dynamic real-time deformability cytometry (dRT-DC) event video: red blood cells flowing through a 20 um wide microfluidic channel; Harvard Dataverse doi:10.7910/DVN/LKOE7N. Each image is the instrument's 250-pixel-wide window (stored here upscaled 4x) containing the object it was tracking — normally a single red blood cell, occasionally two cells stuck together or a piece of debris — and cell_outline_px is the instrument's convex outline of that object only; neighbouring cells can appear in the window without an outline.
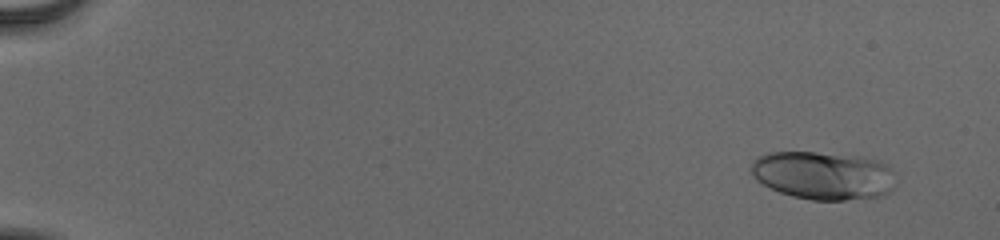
{"species": "human", "species_latin": "Homo sapiens", "temperature_condition": "cold", "stored_images_in_passage": 54, "camera_frame_rate_fps": 3000, "um_per_image_px": 0.085, "donor": {"sex": "male"}, "frame": {"image": 1, "passage_image": 4, "time_ms": 1.0, "image_size_px": [1000, 240], "cell_outline_px": [[896, 172], [892, 188], [888, 192], [880, 196], [844, 200], [812, 200], [792, 196], [780, 192], [756, 180], [752, 176], [752, 160], [756, 156], [768, 152], [816, 152], [864, 156], [888, 164]], "centroid_in_image_um": [69.99, 14.89], "position_along_channel_um": 15.0, "area_um2": 40.98}}
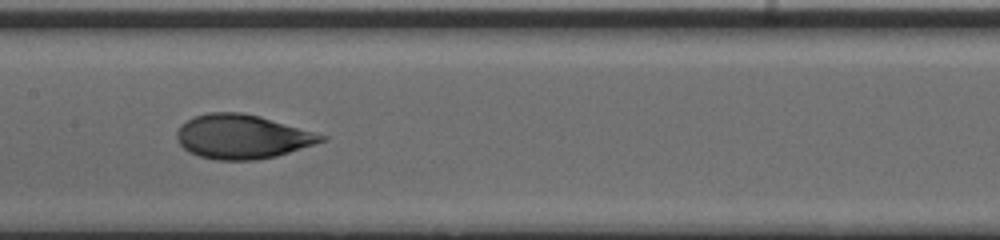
{"frame": {"image": 2, "passage_image": 30, "time_ms": 9.667, "image_size_px": [1000, 240], "cell_outline_px": [[328, 140], [276, 156], [256, 160], [216, 160], [200, 156], [188, 152], [176, 140], [176, 132], [180, 124], [196, 116], [208, 112], [240, 112], [260, 116], [328, 136]], "centroid_in_image_um": [20.57, 11.62], "position_along_channel_um": 186.8, "area_um2": 37.22}}
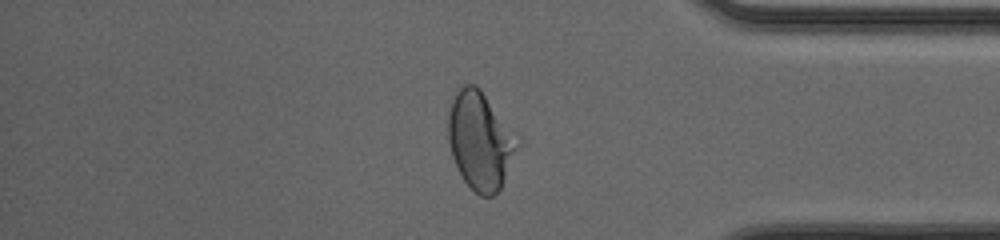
{"frame": {"image": 3, "passage_image": 47, "time_ms": 15.333, "image_size_px": [1000, 240], "cell_outline_px": [[520, 140], [504, 180], [500, 188], [492, 196], [480, 196], [464, 180], [456, 168], [452, 156], [448, 140], [448, 112], [452, 100], [456, 92], [464, 84], [476, 84], [480, 88]], "centroid_in_image_um": [40.79, 11.94], "position_along_channel_um": 394.4, "area_um2": 39.02}, "authors_computed_cell_mechanics": {"area_um2": 37.8301, "velocity_mm_per_s": 3.9055, "shape_relaxation_time_tau1_ms": 5.0441, "shape_relaxation_time_tau2_ms": 0.7558, "deformation_change_tau1": 0.2029, "deformation_change_tau2": 0.0519}}